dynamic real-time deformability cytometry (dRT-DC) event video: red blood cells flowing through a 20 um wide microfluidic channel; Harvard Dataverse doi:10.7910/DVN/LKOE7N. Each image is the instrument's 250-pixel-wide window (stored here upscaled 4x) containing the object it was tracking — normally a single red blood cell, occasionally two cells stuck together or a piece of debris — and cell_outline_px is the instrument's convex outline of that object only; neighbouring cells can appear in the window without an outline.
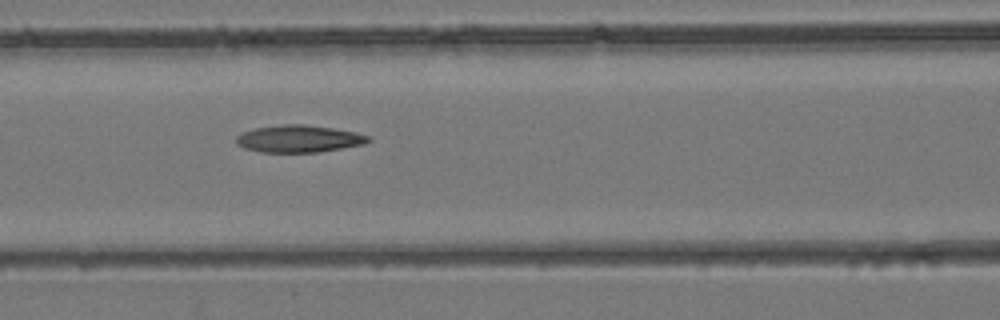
{"species": "common noctule bat (a hibernating species)", "species_latin": "Nyctalus noctula", "temperature_condition": "room temperature", "stored_images_in_passage": 6, "camera_frame_rate_fps": 3000, "um_per_image_px": 0.085, "animal": {"sex": "female", "body_mass_g": 24.6, "forearm_length_mm": 56.2}, "frame": {"image": 1, "passage_image": 5, "time_ms": 1.333, "image_size_px": [1000, 320], "cell_outline_px": [[372, 140], [364, 144], [316, 152], [260, 152], [244, 148], [236, 144], [236, 136], [244, 132], [256, 128], [284, 124], [304, 124], [332, 128], [356, 132], [372, 136]], "centroid_in_image_um": [25.42, 11.79], "position_along_channel_um": 141.2, "area_um2": 20.87}}
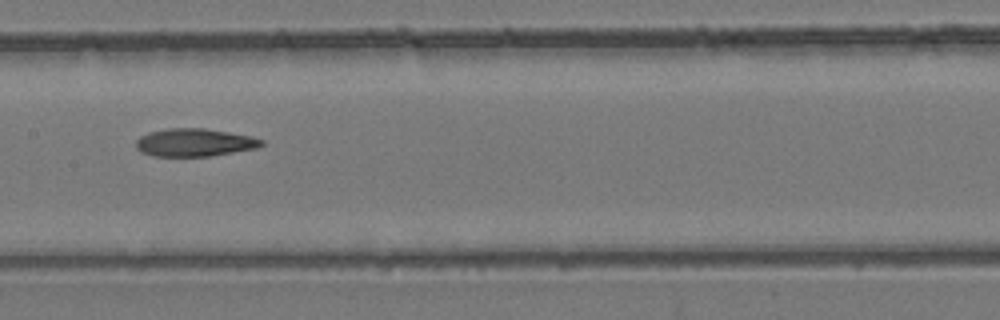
{"frame": {"image": 2, "passage_image": 6, "time_ms": 1.667, "image_size_px": [1000, 320], "cell_outline_px": [[264, 144], [256, 148], [208, 156], [152, 156], [140, 152], [136, 148], [136, 140], [140, 136], [148, 132], [168, 128], [204, 128], [252, 136], [264, 140]], "centroid_in_image_um": [16.5, 12.11], "position_along_channel_um": 190.9, "area_um2": 20.4}}